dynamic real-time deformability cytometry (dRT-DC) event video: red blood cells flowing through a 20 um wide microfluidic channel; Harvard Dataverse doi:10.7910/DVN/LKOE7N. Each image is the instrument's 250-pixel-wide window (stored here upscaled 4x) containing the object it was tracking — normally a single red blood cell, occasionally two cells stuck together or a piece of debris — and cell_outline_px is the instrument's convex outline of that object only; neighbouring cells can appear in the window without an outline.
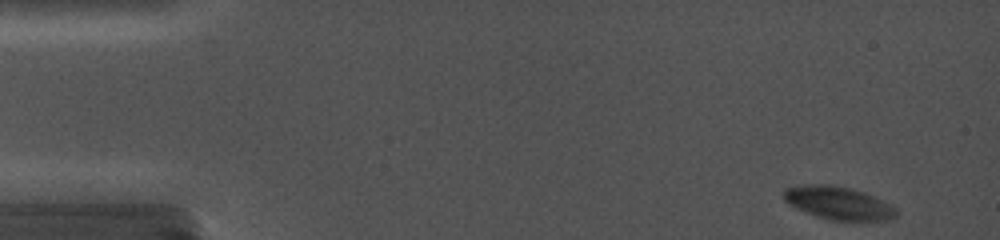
{"species": "common noctule bat (a hibernating species)", "species_latin": "Nyctalus noctula", "temperature_condition": "cold", "stored_images_in_passage": 38, "camera_frame_rate_fps": 5000, "um_per_image_px": 0.085, "animal": {"sex": "female", "body_mass_g": 19.0, "forearm_length_mm": 56.7}, "frame": {"image": 1, "passage_image": 1, "time_ms": 0.0, "image_size_px": [1000, 240], "cell_outline_px": [[896, 216], [888, 220], [828, 220], [804, 212], [788, 204], [784, 200], [784, 188], [804, 184], [832, 184], [852, 188], [864, 192], [892, 204], [896, 208]], "centroid_in_image_um": [71.24, 17.24], "position_along_channel_um": 13.8, "area_um2": 21.85}}
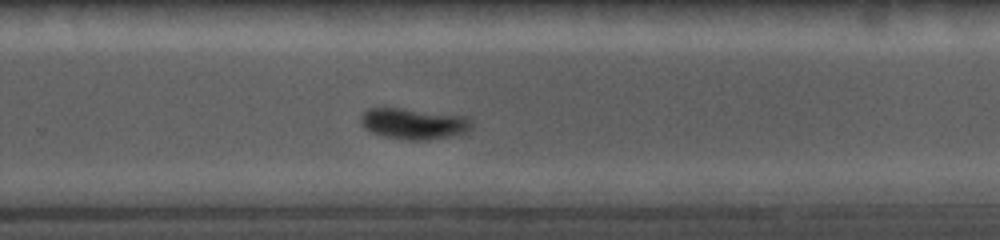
{"frame": {"image": 2, "passage_image": 26, "time_ms": 10.8, "image_size_px": [1000, 240], "cell_outline_px": [[472, 124], [460, 136], [428, 140], [408, 140], [384, 136], [372, 132], [364, 128], [360, 120], [360, 116], [368, 108], [400, 108], [460, 116], [468, 120]], "centroid_in_image_um": [35.11, 10.53], "position_along_channel_um": 294.7, "area_um2": 19.71}}
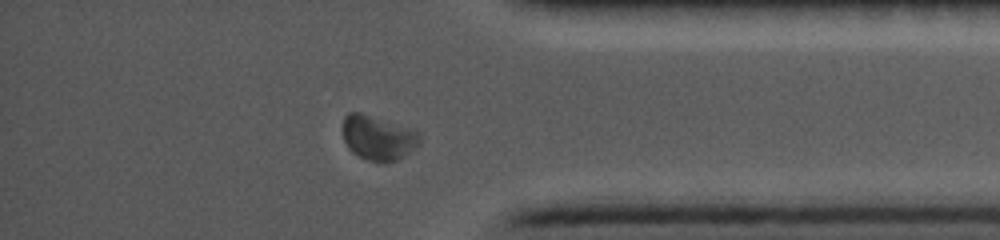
{"frame": {"image": 3, "passage_image": 34, "time_ms": 13.8, "image_size_px": [1000, 240], "cell_outline_px": [[420, 140], [404, 156], [396, 160], [368, 160], [352, 152], [348, 148], [344, 140], [344, 116], [348, 112], [360, 112], [416, 132], [420, 136]], "centroid_in_image_um": [32.06, 11.7], "position_along_channel_um": 403.1, "area_um2": 18.9}}